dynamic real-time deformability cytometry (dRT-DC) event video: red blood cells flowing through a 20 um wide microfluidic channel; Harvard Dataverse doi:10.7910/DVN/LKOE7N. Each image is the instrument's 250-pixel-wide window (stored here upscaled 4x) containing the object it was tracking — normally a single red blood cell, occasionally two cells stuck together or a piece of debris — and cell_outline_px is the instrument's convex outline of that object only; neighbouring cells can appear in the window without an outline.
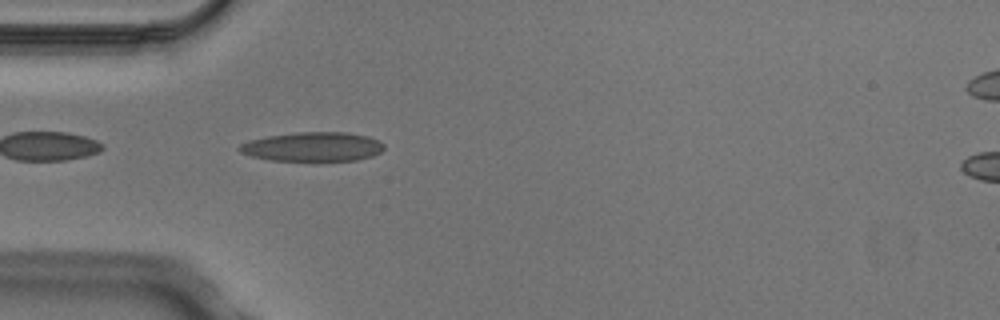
{"species": "Egyptian fruit bat (a non-hibernating species)", "species_latin": "Rousettus aegyptiacus", "temperature_condition": "cold", "stored_images_in_passage": 2, "camera_frame_rate_fps": 3000, "um_per_image_px": 0.085, "animal": {"sex": "male"}, "frame": {"image": 1, "passage_image": 1, "time_ms": 0.0, "image_size_px": [1000, 320], "cell_outline_px": [[384, 148], [380, 152], [372, 156], [356, 160], [268, 160], [252, 156], [240, 152], [236, 148], [240, 144], [252, 140], [268, 136], [296, 132], [348, 132], [368, 136], [380, 140], [384, 144]], "centroid_in_image_um": [26.61, 12.46], "position_along_channel_um": 58.4, "area_um2": 24.57}}